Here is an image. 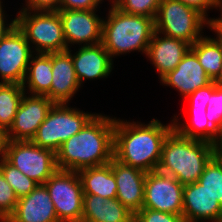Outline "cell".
I'll return each mask as SVG.
<instances>
[{"mask_svg":"<svg viewBox=\"0 0 222 222\" xmlns=\"http://www.w3.org/2000/svg\"><path fill=\"white\" fill-rule=\"evenodd\" d=\"M61 0H27L26 7L21 10L30 11H58Z\"/></svg>","mask_w":222,"mask_h":222,"instance_id":"35","label":"cell"},{"mask_svg":"<svg viewBox=\"0 0 222 222\" xmlns=\"http://www.w3.org/2000/svg\"><path fill=\"white\" fill-rule=\"evenodd\" d=\"M6 222H59L46 186L38 184L28 195L19 198Z\"/></svg>","mask_w":222,"mask_h":222,"instance_id":"17","label":"cell"},{"mask_svg":"<svg viewBox=\"0 0 222 222\" xmlns=\"http://www.w3.org/2000/svg\"><path fill=\"white\" fill-rule=\"evenodd\" d=\"M115 118L96 114L56 152L59 170H79L108 164L113 159Z\"/></svg>","mask_w":222,"mask_h":222,"instance_id":"2","label":"cell"},{"mask_svg":"<svg viewBox=\"0 0 222 222\" xmlns=\"http://www.w3.org/2000/svg\"><path fill=\"white\" fill-rule=\"evenodd\" d=\"M25 93L22 84L0 83V126L5 131L12 125Z\"/></svg>","mask_w":222,"mask_h":222,"instance_id":"26","label":"cell"},{"mask_svg":"<svg viewBox=\"0 0 222 222\" xmlns=\"http://www.w3.org/2000/svg\"><path fill=\"white\" fill-rule=\"evenodd\" d=\"M4 17L5 14L2 9V2L0 0V41L17 25L16 18L13 19L12 22H10V24H5Z\"/></svg>","mask_w":222,"mask_h":222,"instance_id":"37","label":"cell"},{"mask_svg":"<svg viewBox=\"0 0 222 222\" xmlns=\"http://www.w3.org/2000/svg\"><path fill=\"white\" fill-rule=\"evenodd\" d=\"M219 150L210 142L184 137L173 129L164 141L157 170L173 176L183 185L195 183Z\"/></svg>","mask_w":222,"mask_h":222,"instance_id":"3","label":"cell"},{"mask_svg":"<svg viewBox=\"0 0 222 222\" xmlns=\"http://www.w3.org/2000/svg\"><path fill=\"white\" fill-rule=\"evenodd\" d=\"M102 0H61L59 10H96Z\"/></svg>","mask_w":222,"mask_h":222,"instance_id":"34","label":"cell"},{"mask_svg":"<svg viewBox=\"0 0 222 222\" xmlns=\"http://www.w3.org/2000/svg\"><path fill=\"white\" fill-rule=\"evenodd\" d=\"M190 48L191 45L183 40L167 36L160 38L155 31L146 56L156 67L161 79L176 68Z\"/></svg>","mask_w":222,"mask_h":222,"instance_id":"19","label":"cell"},{"mask_svg":"<svg viewBox=\"0 0 222 222\" xmlns=\"http://www.w3.org/2000/svg\"><path fill=\"white\" fill-rule=\"evenodd\" d=\"M162 0H112L123 12L154 18Z\"/></svg>","mask_w":222,"mask_h":222,"instance_id":"29","label":"cell"},{"mask_svg":"<svg viewBox=\"0 0 222 222\" xmlns=\"http://www.w3.org/2000/svg\"><path fill=\"white\" fill-rule=\"evenodd\" d=\"M197 182L222 206V149L206 164Z\"/></svg>","mask_w":222,"mask_h":222,"instance_id":"27","label":"cell"},{"mask_svg":"<svg viewBox=\"0 0 222 222\" xmlns=\"http://www.w3.org/2000/svg\"><path fill=\"white\" fill-rule=\"evenodd\" d=\"M183 4L190 6L196 10H198L201 14H203L207 18V11L212 7L217 9L220 4V0H178Z\"/></svg>","mask_w":222,"mask_h":222,"instance_id":"36","label":"cell"},{"mask_svg":"<svg viewBox=\"0 0 222 222\" xmlns=\"http://www.w3.org/2000/svg\"><path fill=\"white\" fill-rule=\"evenodd\" d=\"M217 86L222 87V68L220 69L218 75L212 80Z\"/></svg>","mask_w":222,"mask_h":222,"instance_id":"40","label":"cell"},{"mask_svg":"<svg viewBox=\"0 0 222 222\" xmlns=\"http://www.w3.org/2000/svg\"><path fill=\"white\" fill-rule=\"evenodd\" d=\"M184 185L158 170L145 178L143 208L182 215Z\"/></svg>","mask_w":222,"mask_h":222,"instance_id":"10","label":"cell"},{"mask_svg":"<svg viewBox=\"0 0 222 222\" xmlns=\"http://www.w3.org/2000/svg\"><path fill=\"white\" fill-rule=\"evenodd\" d=\"M111 167L117 184L116 198L134 215L143 208L146 172L111 160Z\"/></svg>","mask_w":222,"mask_h":222,"instance_id":"14","label":"cell"},{"mask_svg":"<svg viewBox=\"0 0 222 222\" xmlns=\"http://www.w3.org/2000/svg\"><path fill=\"white\" fill-rule=\"evenodd\" d=\"M82 222H134V214L117 198L84 194Z\"/></svg>","mask_w":222,"mask_h":222,"instance_id":"21","label":"cell"},{"mask_svg":"<svg viewBox=\"0 0 222 222\" xmlns=\"http://www.w3.org/2000/svg\"><path fill=\"white\" fill-rule=\"evenodd\" d=\"M182 216L185 222H222V206L201 184L189 183L183 189Z\"/></svg>","mask_w":222,"mask_h":222,"instance_id":"15","label":"cell"},{"mask_svg":"<svg viewBox=\"0 0 222 222\" xmlns=\"http://www.w3.org/2000/svg\"><path fill=\"white\" fill-rule=\"evenodd\" d=\"M17 202L18 197L0 171V222H6L13 214Z\"/></svg>","mask_w":222,"mask_h":222,"instance_id":"30","label":"cell"},{"mask_svg":"<svg viewBox=\"0 0 222 222\" xmlns=\"http://www.w3.org/2000/svg\"><path fill=\"white\" fill-rule=\"evenodd\" d=\"M18 14L16 24L29 45L31 42L36 45L37 53L49 54L68 50L58 11L21 10Z\"/></svg>","mask_w":222,"mask_h":222,"instance_id":"6","label":"cell"},{"mask_svg":"<svg viewBox=\"0 0 222 222\" xmlns=\"http://www.w3.org/2000/svg\"><path fill=\"white\" fill-rule=\"evenodd\" d=\"M31 56L27 73L23 82V88L28 84L30 95L46 96L52 83V53H37ZM27 82V84H26Z\"/></svg>","mask_w":222,"mask_h":222,"instance_id":"23","label":"cell"},{"mask_svg":"<svg viewBox=\"0 0 222 222\" xmlns=\"http://www.w3.org/2000/svg\"><path fill=\"white\" fill-rule=\"evenodd\" d=\"M63 25V34L69 44L97 45L102 40L103 20L95 10H58Z\"/></svg>","mask_w":222,"mask_h":222,"instance_id":"13","label":"cell"},{"mask_svg":"<svg viewBox=\"0 0 222 222\" xmlns=\"http://www.w3.org/2000/svg\"><path fill=\"white\" fill-rule=\"evenodd\" d=\"M95 115L70 108L67 103H55L31 141L56 153L67 139L77 134Z\"/></svg>","mask_w":222,"mask_h":222,"instance_id":"7","label":"cell"},{"mask_svg":"<svg viewBox=\"0 0 222 222\" xmlns=\"http://www.w3.org/2000/svg\"><path fill=\"white\" fill-rule=\"evenodd\" d=\"M2 156L38 184H44L58 170L56 153L35 145L31 140H8Z\"/></svg>","mask_w":222,"mask_h":222,"instance_id":"8","label":"cell"},{"mask_svg":"<svg viewBox=\"0 0 222 222\" xmlns=\"http://www.w3.org/2000/svg\"><path fill=\"white\" fill-rule=\"evenodd\" d=\"M161 82L178 89L187 98L197 89L207 86L212 79L206 74L196 54L189 49L173 71L162 77Z\"/></svg>","mask_w":222,"mask_h":222,"instance_id":"16","label":"cell"},{"mask_svg":"<svg viewBox=\"0 0 222 222\" xmlns=\"http://www.w3.org/2000/svg\"><path fill=\"white\" fill-rule=\"evenodd\" d=\"M74 69L80 86L83 80L106 78L112 71V58L100 43L82 46L74 55L71 54Z\"/></svg>","mask_w":222,"mask_h":222,"instance_id":"20","label":"cell"},{"mask_svg":"<svg viewBox=\"0 0 222 222\" xmlns=\"http://www.w3.org/2000/svg\"><path fill=\"white\" fill-rule=\"evenodd\" d=\"M55 103L47 96L23 95L15 119L6 131L7 140H32Z\"/></svg>","mask_w":222,"mask_h":222,"instance_id":"12","label":"cell"},{"mask_svg":"<svg viewBox=\"0 0 222 222\" xmlns=\"http://www.w3.org/2000/svg\"><path fill=\"white\" fill-rule=\"evenodd\" d=\"M206 74L213 80L222 68V42L218 38L201 37L190 48Z\"/></svg>","mask_w":222,"mask_h":222,"instance_id":"25","label":"cell"},{"mask_svg":"<svg viewBox=\"0 0 222 222\" xmlns=\"http://www.w3.org/2000/svg\"><path fill=\"white\" fill-rule=\"evenodd\" d=\"M154 22L159 34L193 45L202 37L200 32L203 25L209 24V18L178 0H162Z\"/></svg>","mask_w":222,"mask_h":222,"instance_id":"5","label":"cell"},{"mask_svg":"<svg viewBox=\"0 0 222 222\" xmlns=\"http://www.w3.org/2000/svg\"><path fill=\"white\" fill-rule=\"evenodd\" d=\"M7 141L6 131L0 126V155L3 154Z\"/></svg>","mask_w":222,"mask_h":222,"instance_id":"39","label":"cell"},{"mask_svg":"<svg viewBox=\"0 0 222 222\" xmlns=\"http://www.w3.org/2000/svg\"><path fill=\"white\" fill-rule=\"evenodd\" d=\"M221 11V17L220 18H217V19H209V24H208V27L211 29V30H214V32L217 33V37L221 42H222V4L220 3L218 5Z\"/></svg>","mask_w":222,"mask_h":222,"instance_id":"38","label":"cell"},{"mask_svg":"<svg viewBox=\"0 0 222 222\" xmlns=\"http://www.w3.org/2000/svg\"><path fill=\"white\" fill-rule=\"evenodd\" d=\"M111 6L107 20L103 19L101 40L110 57L134 50L147 54L155 32L154 18L123 12L113 3Z\"/></svg>","mask_w":222,"mask_h":222,"instance_id":"4","label":"cell"},{"mask_svg":"<svg viewBox=\"0 0 222 222\" xmlns=\"http://www.w3.org/2000/svg\"><path fill=\"white\" fill-rule=\"evenodd\" d=\"M190 115L191 121L185 125L174 118V129L184 137L207 141L222 149V136L208 122L206 108H190Z\"/></svg>","mask_w":222,"mask_h":222,"instance_id":"24","label":"cell"},{"mask_svg":"<svg viewBox=\"0 0 222 222\" xmlns=\"http://www.w3.org/2000/svg\"><path fill=\"white\" fill-rule=\"evenodd\" d=\"M33 52L16 25L0 41V83L23 84Z\"/></svg>","mask_w":222,"mask_h":222,"instance_id":"11","label":"cell"},{"mask_svg":"<svg viewBox=\"0 0 222 222\" xmlns=\"http://www.w3.org/2000/svg\"><path fill=\"white\" fill-rule=\"evenodd\" d=\"M134 222H185L182 215L142 208L134 215Z\"/></svg>","mask_w":222,"mask_h":222,"instance_id":"32","label":"cell"},{"mask_svg":"<svg viewBox=\"0 0 222 222\" xmlns=\"http://www.w3.org/2000/svg\"><path fill=\"white\" fill-rule=\"evenodd\" d=\"M84 194H94L102 198H116L117 184L111 167L108 164L85 168L78 171Z\"/></svg>","mask_w":222,"mask_h":222,"instance_id":"22","label":"cell"},{"mask_svg":"<svg viewBox=\"0 0 222 222\" xmlns=\"http://www.w3.org/2000/svg\"><path fill=\"white\" fill-rule=\"evenodd\" d=\"M213 92L214 82L212 81L207 86L197 89L185 99L190 102V108H207Z\"/></svg>","mask_w":222,"mask_h":222,"instance_id":"33","label":"cell"},{"mask_svg":"<svg viewBox=\"0 0 222 222\" xmlns=\"http://www.w3.org/2000/svg\"><path fill=\"white\" fill-rule=\"evenodd\" d=\"M80 88L71 51L52 53V83L46 95L54 103H67Z\"/></svg>","mask_w":222,"mask_h":222,"instance_id":"18","label":"cell"},{"mask_svg":"<svg viewBox=\"0 0 222 222\" xmlns=\"http://www.w3.org/2000/svg\"><path fill=\"white\" fill-rule=\"evenodd\" d=\"M44 185L59 222H82L84 192L78 172L58 169Z\"/></svg>","mask_w":222,"mask_h":222,"instance_id":"9","label":"cell"},{"mask_svg":"<svg viewBox=\"0 0 222 222\" xmlns=\"http://www.w3.org/2000/svg\"><path fill=\"white\" fill-rule=\"evenodd\" d=\"M173 129V123L163 125L156 119L144 125L115 117L113 158L146 173L155 171L164 141Z\"/></svg>","mask_w":222,"mask_h":222,"instance_id":"1","label":"cell"},{"mask_svg":"<svg viewBox=\"0 0 222 222\" xmlns=\"http://www.w3.org/2000/svg\"><path fill=\"white\" fill-rule=\"evenodd\" d=\"M0 171L8 184L13 188L19 198L28 195L38 183L24 175L19 169L10 164L2 155L0 158Z\"/></svg>","mask_w":222,"mask_h":222,"instance_id":"28","label":"cell"},{"mask_svg":"<svg viewBox=\"0 0 222 222\" xmlns=\"http://www.w3.org/2000/svg\"><path fill=\"white\" fill-rule=\"evenodd\" d=\"M206 108V117L211 126L222 136V87L214 83V92Z\"/></svg>","mask_w":222,"mask_h":222,"instance_id":"31","label":"cell"}]
</instances>
